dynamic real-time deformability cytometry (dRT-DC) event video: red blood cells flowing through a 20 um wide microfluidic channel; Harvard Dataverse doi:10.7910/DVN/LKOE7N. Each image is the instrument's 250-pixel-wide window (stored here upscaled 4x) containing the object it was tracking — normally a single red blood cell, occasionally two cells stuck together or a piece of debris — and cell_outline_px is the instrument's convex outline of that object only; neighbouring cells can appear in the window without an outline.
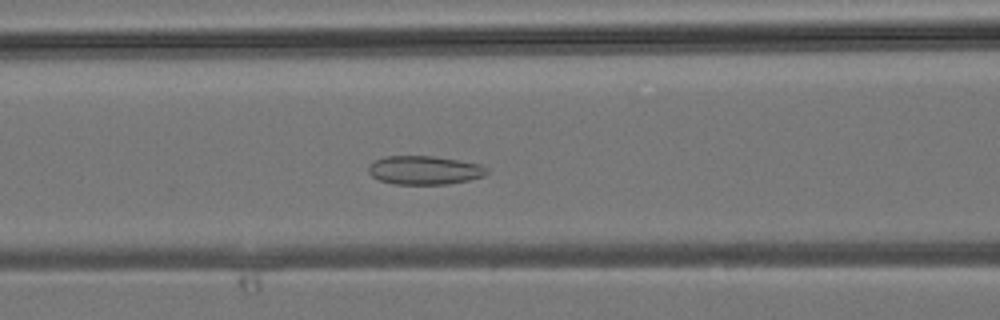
{"species": "common noctule bat (a hibernating species)", "species_latin": "Nyctalus noctula", "temperature_condition": "room temperature", "stored_images_in_passage": 25, "camera_frame_rate_fps": 3000, "um_per_image_px": 0.085, "animal": {"sex": "male", "body_mass_g": 19.2, "forearm_length_mm": 51.8}, "frame": {"image": 1, "passage_image": 10, "time_ms": 3.0, "image_size_px": [1000, 320], "cell_outline_px": [[488, 172], [484, 176], [468, 180], [448, 184], [396, 184], [380, 180], [372, 176], [368, 172], [368, 164], [384, 156], [432, 156], [480, 164], [488, 168]], "centroid_in_image_um": [36.07, 14.46], "position_along_channel_um": 130.5, "area_um2": 19.71}}
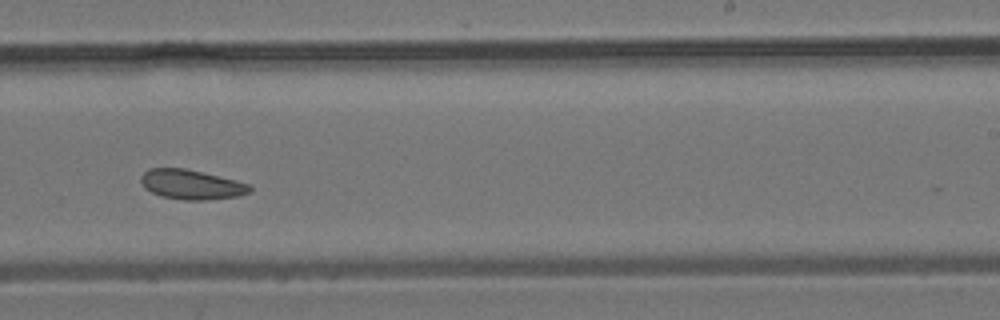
{"frame": {"image": 2, "passage_image": 18, "time_ms": 5.667, "image_size_px": [1000, 320], "cell_outline_px": [[252, 192], [236, 196], [204, 200], [184, 200], [160, 196], [144, 188], [140, 180], [140, 176], [148, 168], [184, 168], [236, 180], [252, 184]], "centroid_in_image_um": [16.26, 15.68], "position_along_channel_um": 272.7, "area_um2": 18.9}}
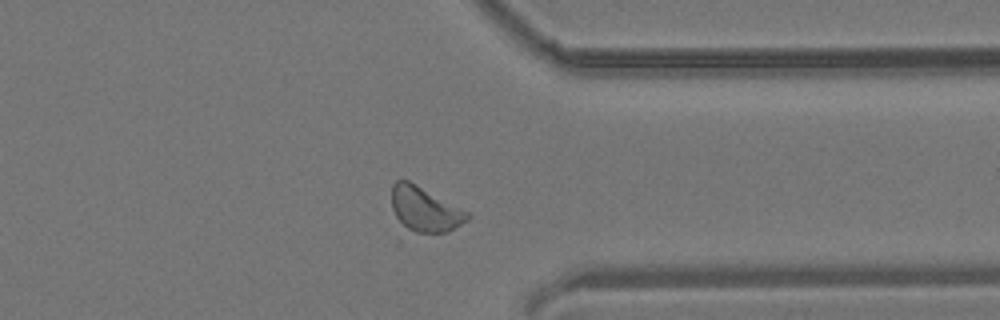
{"frame": {"image": 3, "passage_image": 24, "time_ms": 7.667, "image_size_px": [1000, 320], "cell_outline_px": [[472, 216], [468, 220], [448, 232], [408, 232], [396, 216], [392, 208], [392, 184], [396, 180], [408, 180], [416, 184], [468, 212]], "centroid_in_image_um": [36.1, 17.79], "position_along_channel_um": 375.3, "area_um2": 19.59}}